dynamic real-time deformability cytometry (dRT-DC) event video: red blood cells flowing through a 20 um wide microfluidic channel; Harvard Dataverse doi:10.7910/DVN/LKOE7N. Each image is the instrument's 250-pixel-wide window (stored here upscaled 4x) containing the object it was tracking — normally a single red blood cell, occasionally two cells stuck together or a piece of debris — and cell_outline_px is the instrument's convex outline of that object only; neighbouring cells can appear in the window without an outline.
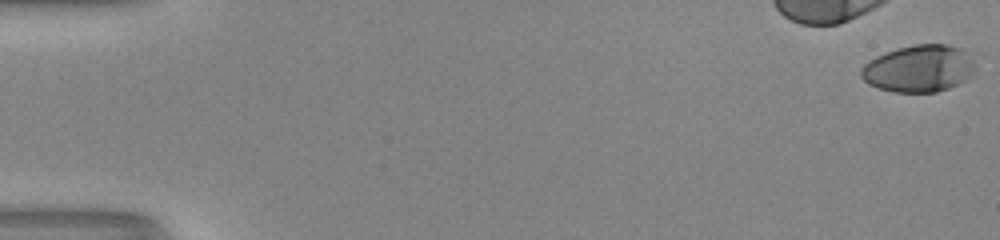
{"species": "human", "species_latin": "Homo sapiens", "temperature_condition": "room temperature", "stored_images_in_passage": 53, "camera_frame_rate_fps": 3000, "um_per_image_px": 0.085, "donor": {"sex": "male"}, "frame": {"image": 1, "passage_image": 1, "time_ms": 0.0, "image_size_px": [1000, 240], "cell_outline_px": [[976, 68], [968, 80], [960, 84], [936, 92], [892, 92], [876, 88], [868, 84], [860, 76], [860, 68], [868, 60], [884, 52], [896, 48], [916, 44], [948, 44], [964, 48], [976, 52]], "centroid_in_image_um": [78.19, 5.8], "position_along_channel_um": 6.8, "area_um2": 32.54}}
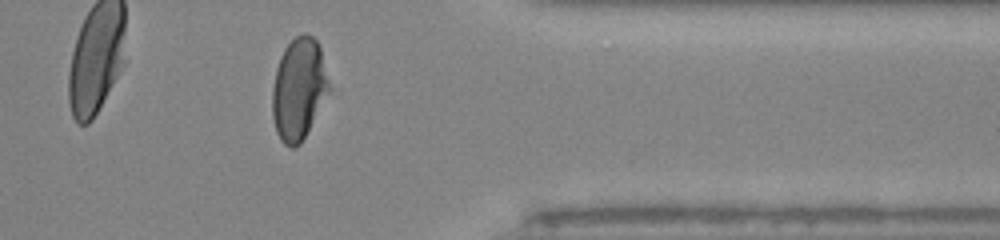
{"frame": {"image": 2, "passage_image": 44, "time_ms": 14.333, "image_size_px": [1000, 240], "cell_outline_px": [[332, 88], [300, 144], [292, 148], [284, 144], [280, 140], [276, 132], [272, 116], [272, 88], [276, 68], [280, 56], [284, 48], [296, 36], [312, 36], [316, 40], [320, 48]], "centroid_in_image_um": [25.39, 7.59], "position_along_channel_um": 386.0, "area_um2": 33.7}}
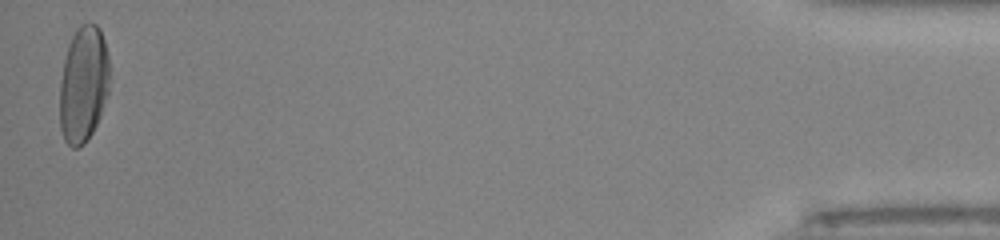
{"frame": {"image": 3, "passage_image": 53, "time_ms": 17.333, "image_size_px": [1000, 240], "cell_outline_px": [[108, 92], [100, 116], [92, 132], [84, 144], [76, 148], [72, 148], [64, 140], [60, 128], [60, 80], [64, 60], [68, 44], [76, 28], [80, 24], [88, 20], [96, 24], [100, 28], [104, 40], [108, 56]], "centroid_in_image_um": [7.08, 7.13], "position_along_channel_um": 428.1, "area_um2": 34.04}, "authors_computed_cell_mechanics": {"area_um2": 33.7552, "velocity_mm_per_s": 4.0879, "shape_relaxation_time_tau1_ms": 6.4989, "shape_relaxation_time_tau2_ms": 1.7853, "deformation_change_tau1": 0.2584, "deformation_change_tau2": 0.0455}}